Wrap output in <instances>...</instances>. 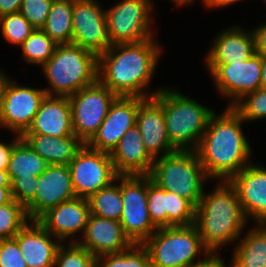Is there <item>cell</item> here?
Returning a JSON list of instances; mask_svg holds the SVG:
<instances>
[{
    "label": "cell",
    "instance_id": "obj_35",
    "mask_svg": "<svg viewBox=\"0 0 266 267\" xmlns=\"http://www.w3.org/2000/svg\"><path fill=\"white\" fill-rule=\"evenodd\" d=\"M195 209L196 207L186 198L167 191V227L194 224Z\"/></svg>",
    "mask_w": 266,
    "mask_h": 267
},
{
    "label": "cell",
    "instance_id": "obj_28",
    "mask_svg": "<svg viewBox=\"0 0 266 267\" xmlns=\"http://www.w3.org/2000/svg\"><path fill=\"white\" fill-rule=\"evenodd\" d=\"M49 164L37 154L22 138L13 146L8 166V176L38 177Z\"/></svg>",
    "mask_w": 266,
    "mask_h": 267
},
{
    "label": "cell",
    "instance_id": "obj_13",
    "mask_svg": "<svg viewBox=\"0 0 266 267\" xmlns=\"http://www.w3.org/2000/svg\"><path fill=\"white\" fill-rule=\"evenodd\" d=\"M207 69L220 95L231 100L227 107H233L246 94L261 88V55L254 54L242 62L207 65Z\"/></svg>",
    "mask_w": 266,
    "mask_h": 267
},
{
    "label": "cell",
    "instance_id": "obj_17",
    "mask_svg": "<svg viewBox=\"0 0 266 267\" xmlns=\"http://www.w3.org/2000/svg\"><path fill=\"white\" fill-rule=\"evenodd\" d=\"M138 109L139 97L118 96L87 145L91 149L110 154L129 128L136 125Z\"/></svg>",
    "mask_w": 266,
    "mask_h": 267
},
{
    "label": "cell",
    "instance_id": "obj_16",
    "mask_svg": "<svg viewBox=\"0 0 266 267\" xmlns=\"http://www.w3.org/2000/svg\"><path fill=\"white\" fill-rule=\"evenodd\" d=\"M148 153L154 158L170 154L176 149L169 142L163 110V88L153 97L140 98L136 116Z\"/></svg>",
    "mask_w": 266,
    "mask_h": 267
},
{
    "label": "cell",
    "instance_id": "obj_33",
    "mask_svg": "<svg viewBox=\"0 0 266 267\" xmlns=\"http://www.w3.org/2000/svg\"><path fill=\"white\" fill-rule=\"evenodd\" d=\"M65 244L61 243L57 249L54 267H96L97 257L78 242Z\"/></svg>",
    "mask_w": 266,
    "mask_h": 267
},
{
    "label": "cell",
    "instance_id": "obj_49",
    "mask_svg": "<svg viewBox=\"0 0 266 267\" xmlns=\"http://www.w3.org/2000/svg\"><path fill=\"white\" fill-rule=\"evenodd\" d=\"M174 2V4H176L175 6H187V4L193 3V1L195 0H172ZM204 1V0H202Z\"/></svg>",
    "mask_w": 266,
    "mask_h": 267
},
{
    "label": "cell",
    "instance_id": "obj_47",
    "mask_svg": "<svg viewBox=\"0 0 266 267\" xmlns=\"http://www.w3.org/2000/svg\"><path fill=\"white\" fill-rule=\"evenodd\" d=\"M261 87L266 88V57H262Z\"/></svg>",
    "mask_w": 266,
    "mask_h": 267
},
{
    "label": "cell",
    "instance_id": "obj_26",
    "mask_svg": "<svg viewBox=\"0 0 266 267\" xmlns=\"http://www.w3.org/2000/svg\"><path fill=\"white\" fill-rule=\"evenodd\" d=\"M236 244L232 267H266V224L256 223Z\"/></svg>",
    "mask_w": 266,
    "mask_h": 267
},
{
    "label": "cell",
    "instance_id": "obj_6",
    "mask_svg": "<svg viewBox=\"0 0 266 267\" xmlns=\"http://www.w3.org/2000/svg\"><path fill=\"white\" fill-rule=\"evenodd\" d=\"M163 110L169 142L176 150H196L215 112L173 88H163Z\"/></svg>",
    "mask_w": 266,
    "mask_h": 267
},
{
    "label": "cell",
    "instance_id": "obj_12",
    "mask_svg": "<svg viewBox=\"0 0 266 267\" xmlns=\"http://www.w3.org/2000/svg\"><path fill=\"white\" fill-rule=\"evenodd\" d=\"M76 197L89 199L119 176L110 154L91 149L87 144L68 164Z\"/></svg>",
    "mask_w": 266,
    "mask_h": 267
},
{
    "label": "cell",
    "instance_id": "obj_30",
    "mask_svg": "<svg viewBox=\"0 0 266 267\" xmlns=\"http://www.w3.org/2000/svg\"><path fill=\"white\" fill-rule=\"evenodd\" d=\"M56 46L57 43L39 28L20 45L24 62L41 66L53 56Z\"/></svg>",
    "mask_w": 266,
    "mask_h": 267
},
{
    "label": "cell",
    "instance_id": "obj_18",
    "mask_svg": "<svg viewBox=\"0 0 266 267\" xmlns=\"http://www.w3.org/2000/svg\"><path fill=\"white\" fill-rule=\"evenodd\" d=\"M88 199L75 197L48 209L37 221L61 243L78 242V232L84 235L90 216Z\"/></svg>",
    "mask_w": 266,
    "mask_h": 267
},
{
    "label": "cell",
    "instance_id": "obj_37",
    "mask_svg": "<svg viewBox=\"0 0 266 267\" xmlns=\"http://www.w3.org/2000/svg\"><path fill=\"white\" fill-rule=\"evenodd\" d=\"M149 215L156 228L167 227V190L158 187L147 175Z\"/></svg>",
    "mask_w": 266,
    "mask_h": 267
},
{
    "label": "cell",
    "instance_id": "obj_21",
    "mask_svg": "<svg viewBox=\"0 0 266 267\" xmlns=\"http://www.w3.org/2000/svg\"><path fill=\"white\" fill-rule=\"evenodd\" d=\"M37 220H29L13 237L20 248L27 267H54L55 256L61 242ZM58 240V241H56Z\"/></svg>",
    "mask_w": 266,
    "mask_h": 267
},
{
    "label": "cell",
    "instance_id": "obj_20",
    "mask_svg": "<svg viewBox=\"0 0 266 267\" xmlns=\"http://www.w3.org/2000/svg\"><path fill=\"white\" fill-rule=\"evenodd\" d=\"M78 243L97 258L107 254L120 253L133 243L124 234L119 221L90 214L88 223Z\"/></svg>",
    "mask_w": 266,
    "mask_h": 267
},
{
    "label": "cell",
    "instance_id": "obj_22",
    "mask_svg": "<svg viewBox=\"0 0 266 267\" xmlns=\"http://www.w3.org/2000/svg\"><path fill=\"white\" fill-rule=\"evenodd\" d=\"M110 157L119 176L149 175L155 160L146 150L137 125L129 128Z\"/></svg>",
    "mask_w": 266,
    "mask_h": 267
},
{
    "label": "cell",
    "instance_id": "obj_39",
    "mask_svg": "<svg viewBox=\"0 0 266 267\" xmlns=\"http://www.w3.org/2000/svg\"><path fill=\"white\" fill-rule=\"evenodd\" d=\"M38 177H14L10 180L13 200L24 207L33 199L36 193Z\"/></svg>",
    "mask_w": 266,
    "mask_h": 267
},
{
    "label": "cell",
    "instance_id": "obj_45",
    "mask_svg": "<svg viewBox=\"0 0 266 267\" xmlns=\"http://www.w3.org/2000/svg\"><path fill=\"white\" fill-rule=\"evenodd\" d=\"M242 0H204L202 3L208 8L226 7ZM266 2V0H264Z\"/></svg>",
    "mask_w": 266,
    "mask_h": 267
},
{
    "label": "cell",
    "instance_id": "obj_10",
    "mask_svg": "<svg viewBox=\"0 0 266 267\" xmlns=\"http://www.w3.org/2000/svg\"><path fill=\"white\" fill-rule=\"evenodd\" d=\"M46 95L44 88L14 84L12 79L3 73L0 91V127L22 136L32 125Z\"/></svg>",
    "mask_w": 266,
    "mask_h": 267
},
{
    "label": "cell",
    "instance_id": "obj_36",
    "mask_svg": "<svg viewBox=\"0 0 266 267\" xmlns=\"http://www.w3.org/2000/svg\"><path fill=\"white\" fill-rule=\"evenodd\" d=\"M244 121L250 122L266 118V88L246 94L232 107Z\"/></svg>",
    "mask_w": 266,
    "mask_h": 267
},
{
    "label": "cell",
    "instance_id": "obj_23",
    "mask_svg": "<svg viewBox=\"0 0 266 267\" xmlns=\"http://www.w3.org/2000/svg\"><path fill=\"white\" fill-rule=\"evenodd\" d=\"M24 134H42L55 137L74 135L69 98L46 95L32 125Z\"/></svg>",
    "mask_w": 266,
    "mask_h": 267
},
{
    "label": "cell",
    "instance_id": "obj_15",
    "mask_svg": "<svg viewBox=\"0 0 266 267\" xmlns=\"http://www.w3.org/2000/svg\"><path fill=\"white\" fill-rule=\"evenodd\" d=\"M68 165H48L38 176L35 196L25 206L30 220H37L48 209L75 198Z\"/></svg>",
    "mask_w": 266,
    "mask_h": 267
},
{
    "label": "cell",
    "instance_id": "obj_46",
    "mask_svg": "<svg viewBox=\"0 0 266 267\" xmlns=\"http://www.w3.org/2000/svg\"><path fill=\"white\" fill-rule=\"evenodd\" d=\"M13 201L10 186H0V206Z\"/></svg>",
    "mask_w": 266,
    "mask_h": 267
},
{
    "label": "cell",
    "instance_id": "obj_40",
    "mask_svg": "<svg viewBox=\"0 0 266 267\" xmlns=\"http://www.w3.org/2000/svg\"><path fill=\"white\" fill-rule=\"evenodd\" d=\"M0 267H27L14 238L0 240Z\"/></svg>",
    "mask_w": 266,
    "mask_h": 267
},
{
    "label": "cell",
    "instance_id": "obj_2",
    "mask_svg": "<svg viewBox=\"0 0 266 267\" xmlns=\"http://www.w3.org/2000/svg\"><path fill=\"white\" fill-rule=\"evenodd\" d=\"M220 115L214 112L196 148L207 177L229 181L251 162V146L242 131V117L226 107Z\"/></svg>",
    "mask_w": 266,
    "mask_h": 267
},
{
    "label": "cell",
    "instance_id": "obj_43",
    "mask_svg": "<svg viewBox=\"0 0 266 267\" xmlns=\"http://www.w3.org/2000/svg\"><path fill=\"white\" fill-rule=\"evenodd\" d=\"M232 267V262H230ZM190 267H228L225 266L224 262L222 261L221 257H219L216 253L210 252L205 258L201 259L196 264L191 265Z\"/></svg>",
    "mask_w": 266,
    "mask_h": 267
},
{
    "label": "cell",
    "instance_id": "obj_25",
    "mask_svg": "<svg viewBox=\"0 0 266 267\" xmlns=\"http://www.w3.org/2000/svg\"><path fill=\"white\" fill-rule=\"evenodd\" d=\"M21 138L49 165H68L84 145L75 135L23 134Z\"/></svg>",
    "mask_w": 266,
    "mask_h": 267
},
{
    "label": "cell",
    "instance_id": "obj_44",
    "mask_svg": "<svg viewBox=\"0 0 266 267\" xmlns=\"http://www.w3.org/2000/svg\"><path fill=\"white\" fill-rule=\"evenodd\" d=\"M22 0H0V16L19 12Z\"/></svg>",
    "mask_w": 266,
    "mask_h": 267
},
{
    "label": "cell",
    "instance_id": "obj_34",
    "mask_svg": "<svg viewBox=\"0 0 266 267\" xmlns=\"http://www.w3.org/2000/svg\"><path fill=\"white\" fill-rule=\"evenodd\" d=\"M0 27L4 40L18 46L35 30V27L20 12L1 15Z\"/></svg>",
    "mask_w": 266,
    "mask_h": 267
},
{
    "label": "cell",
    "instance_id": "obj_14",
    "mask_svg": "<svg viewBox=\"0 0 266 267\" xmlns=\"http://www.w3.org/2000/svg\"><path fill=\"white\" fill-rule=\"evenodd\" d=\"M72 44L97 56L111 46L105 9H102L97 0H75L72 13Z\"/></svg>",
    "mask_w": 266,
    "mask_h": 267
},
{
    "label": "cell",
    "instance_id": "obj_8",
    "mask_svg": "<svg viewBox=\"0 0 266 267\" xmlns=\"http://www.w3.org/2000/svg\"><path fill=\"white\" fill-rule=\"evenodd\" d=\"M152 0H121L108 10V38L113 44L137 43L155 38L151 31Z\"/></svg>",
    "mask_w": 266,
    "mask_h": 267
},
{
    "label": "cell",
    "instance_id": "obj_11",
    "mask_svg": "<svg viewBox=\"0 0 266 267\" xmlns=\"http://www.w3.org/2000/svg\"><path fill=\"white\" fill-rule=\"evenodd\" d=\"M123 212L119 220L134 244H143L156 230L149 215L147 175L120 176Z\"/></svg>",
    "mask_w": 266,
    "mask_h": 267
},
{
    "label": "cell",
    "instance_id": "obj_42",
    "mask_svg": "<svg viewBox=\"0 0 266 267\" xmlns=\"http://www.w3.org/2000/svg\"><path fill=\"white\" fill-rule=\"evenodd\" d=\"M21 139V136L17 135L16 139L12 143L0 142V170L7 171L10 161V156L13 150V146Z\"/></svg>",
    "mask_w": 266,
    "mask_h": 267
},
{
    "label": "cell",
    "instance_id": "obj_32",
    "mask_svg": "<svg viewBox=\"0 0 266 267\" xmlns=\"http://www.w3.org/2000/svg\"><path fill=\"white\" fill-rule=\"evenodd\" d=\"M29 220L25 207L15 200L0 206V240L13 238Z\"/></svg>",
    "mask_w": 266,
    "mask_h": 267
},
{
    "label": "cell",
    "instance_id": "obj_48",
    "mask_svg": "<svg viewBox=\"0 0 266 267\" xmlns=\"http://www.w3.org/2000/svg\"><path fill=\"white\" fill-rule=\"evenodd\" d=\"M0 186H10L8 172L0 170Z\"/></svg>",
    "mask_w": 266,
    "mask_h": 267
},
{
    "label": "cell",
    "instance_id": "obj_27",
    "mask_svg": "<svg viewBox=\"0 0 266 267\" xmlns=\"http://www.w3.org/2000/svg\"><path fill=\"white\" fill-rule=\"evenodd\" d=\"M75 0H54L41 28L55 43H72V13Z\"/></svg>",
    "mask_w": 266,
    "mask_h": 267
},
{
    "label": "cell",
    "instance_id": "obj_38",
    "mask_svg": "<svg viewBox=\"0 0 266 267\" xmlns=\"http://www.w3.org/2000/svg\"><path fill=\"white\" fill-rule=\"evenodd\" d=\"M54 0H22L19 12L35 28L41 29L47 20Z\"/></svg>",
    "mask_w": 266,
    "mask_h": 267
},
{
    "label": "cell",
    "instance_id": "obj_41",
    "mask_svg": "<svg viewBox=\"0 0 266 267\" xmlns=\"http://www.w3.org/2000/svg\"><path fill=\"white\" fill-rule=\"evenodd\" d=\"M256 54L266 57V23L252 30Z\"/></svg>",
    "mask_w": 266,
    "mask_h": 267
},
{
    "label": "cell",
    "instance_id": "obj_19",
    "mask_svg": "<svg viewBox=\"0 0 266 267\" xmlns=\"http://www.w3.org/2000/svg\"><path fill=\"white\" fill-rule=\"evenodd\" d=\"M229 183L235 188L247 219L266 224V167L250 163Z\"/></svg>",
    "mask_w": 266,
    "mask_h": 267
},
{
    "label": "cell",
    "instance_id": "obj_1",
    "mask_svg": "<svg viewBox=\"0 0 266 267\" xmlns=\"http://www.w3.org/2000/svg\"><path fill=\"white\" fill-rule=\"evenodd\" d=\"M154 39L111 45L98 56V80L117 96H155L163 87L150 93L145 91L162 51Z\"/></svg>",
    "mask_w": 266,
    "mask_h": 267
},
{
    "label": "cell",
    "instance_id": "obj_7",
    "mask_svg": "<svg viewBox=\"0 0 266 267\" xmlns=\"http://www.w3.org/2000/svg\"><path fill=\"white\" fill-rule=\"evenodd\" d=\"M143 245L151 267H190L201 261L200 257L195 259L202 251L205 256L210 253L194 224L157 228Z\"/></svg>",
    "mask_w": 266,
    "mask_h": 267
},
{
    "label": "cell",
    "instance_id": "obj_31",
    "mask_svg": "<svg viewBox=\"0 0 266 267\" xmlns=\"http://www.w3.org/2000/svg\"><path fill=\"white\" fill-rule=\"evenodd\" d=\"M96 267H151V263L147 248L133 243L120 253L98 257Z\"/></svg>",
    "mask_w": 266,
    "mask_h": 267
},
{
    "label": "cell",
    "instance_id": "obj_5",
    "mask_svg": "<svg viewBox=\"0 0 266 267\" xmlns=\"http://www.w3.org/2000/svg\"><path fill=\"white\" fill-rule=\"evenodd\" d=\"M158 187L189 200L195 207L207 177L196 150H176L154 160L148 175Z\"/></svg>",
    "mask_w": 266,
    "mask_h": 267
},
{
    "label": "cell",
    "instance_id": "obj_50",
    "mask_svg": "<svg viewBox=\"0 0 266 267\" xmlns=\"http://www.w3.org/2000/svg\"><path fill=\"white\" fill-rule=\"evenodd\" d=\"M2 75H3V71L0 70V91H1V87H2Z\"/></svg>",
    "mask_w": 266,
    "mask_h": 267
},
{
    "label": "cell",
    "instance_id": "obj_24",
    "mask_svg": "<svg viewBox=\"0 0 266 267\" xmlns=\"http://www.w3.org/2000/svg\"><path fill=\"white\" fill-rule=\"evenodd\" d=\"M215 38L206 56V65L242 62L256 54L252 29L248 32L236 25L223 30Z\"/></svg>",
    "mask_w": 266,
    "mask_h": 267
},
{
    "label": "cell",
    "instance_id": "obj_9",
    "mask_svg": "<svg viewBox=\"0 0 266 267\" xmlns=\"http://www.w3.org/2000/svg\"><path fill=\"white\" fill-rule=\"evenodd\" d=\"M117 97L99 80L68 97L73 133L84 144L97 133Z\"/></svg>",
    "mask_w": 266,
    "mask_h": 267
},
{
    "label": "cell",
    "instance_id": "obj_3",
    "mask_svg": "<svg viewBox=\"0 0 266 267\" xmlns=\"http://www.w3.org/2000/svg\"><path fill=\"white\" fill-rule=\"evenodd\" d=\"M203 196L195 209V222L204 246L218 252L226 244L240 239L248 219L238 194L229 181H221Z\"/></svg>",
    "mask_w": 266,
    "mask_h": 267
},
{
    "label": "cell",
    "instance_id": "obj_4",
    "mask_svg": "<svg viewBox=\"0 0 266 267\" xmlns=\"http://www.w3.org/2000/svg\"><path fill=\"white\" fill-rule=\"evenodd\" d=\"M48 96L69 97L98 80V56L78 45L57 44L53 56L42 65Z\"/></svg>",
    "mask_w": 266,
    "mask_h": 267
},
{
    "label": "cell",
    "instance_id": "obj_29",
    "mask_svg": "<svg viewBox=\"0 0 266 267\" xmlns=\"http://www.w3.org/2000/svg\"><path fill=\"white\" fill-rule=\"evenodd\" d=\"M117 180L118 185L115 184ZM88 201L92 215L119 221L123 212L120 176L110 185L93 194Z\"/></svg>",
    "mask_w": 266,
    "mask_h": 267
}]
</instances>
